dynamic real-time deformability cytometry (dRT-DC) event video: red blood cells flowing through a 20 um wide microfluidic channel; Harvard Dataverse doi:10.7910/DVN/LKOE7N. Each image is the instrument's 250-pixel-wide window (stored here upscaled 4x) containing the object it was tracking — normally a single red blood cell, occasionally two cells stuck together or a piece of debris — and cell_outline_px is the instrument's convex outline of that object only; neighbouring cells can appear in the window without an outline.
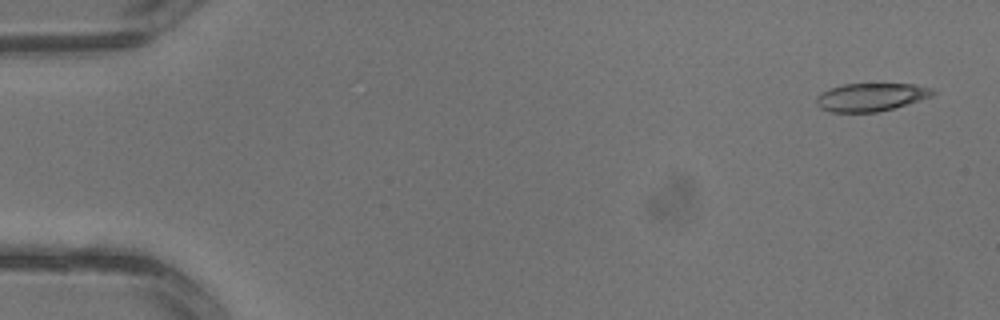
{"species": "common noctule bat (a hibernating species)", "species_latin": "Nyctalus noctula", "temperature_condition": "warm", "stored_images_in_passage": 3, "camera_frame_rate_fps": 3000, "um_per_image_px": 0.085, "animal": {"sex": "male", "body_mass_g": 13.3}, "frame": {"image": 1, "passage_image": 1, "time_ms": 0.0, "image_size_px": [1000, 320], "cell_outline_px": [[936, 92], [932, 96], [892, 108], [876, 112], [832, 112], [820, 108], [816, 104], [816, 96], [820, 92], [844, 84], [912, 84], [932, 88]], "centroid_in_image_um": [73.99, 8.25], "position_along_channel_um": 11.0, "area_um2": 18.84}}
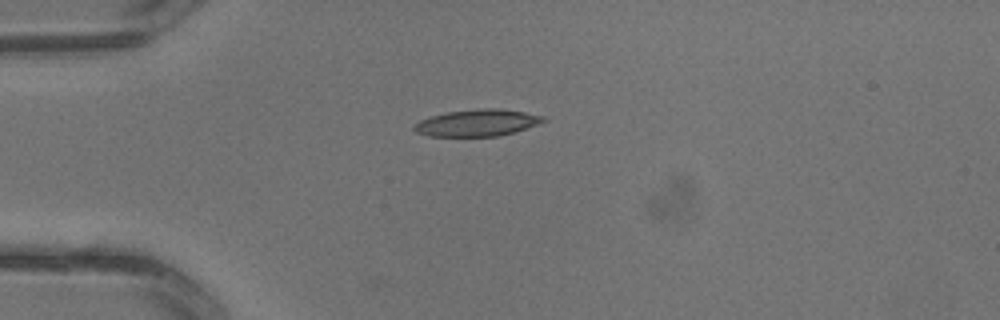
{"frame": {"image": 2, "passage_image": 3, "time_ms": 0.667, "image_size_px": [1000, 320], "cell_outline_px": [[548, 120], [512, 132], [496, 136], [428, 136], [416, 132], [412, 128], [420, 120], [428, 116], [448, 112], [484, 108], [496, 108], [524, 112], [544, 116]], "centroid_in_image_um": [40.52, 10.43], "position_along_channel_um": 44.5, "area_um2": 19.88}}